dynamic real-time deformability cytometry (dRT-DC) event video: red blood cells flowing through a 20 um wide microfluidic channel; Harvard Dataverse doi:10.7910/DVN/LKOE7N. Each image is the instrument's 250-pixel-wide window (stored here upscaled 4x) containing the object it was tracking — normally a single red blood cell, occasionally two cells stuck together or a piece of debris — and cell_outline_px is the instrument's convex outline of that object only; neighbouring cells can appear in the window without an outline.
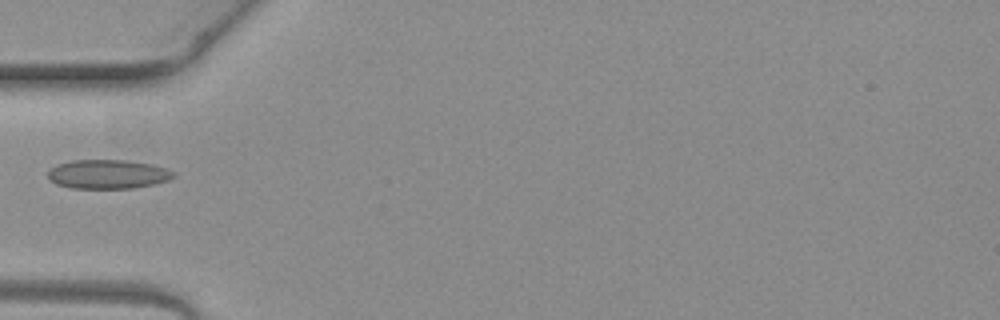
{"species": "common noctule bat (a hibernating species)", "species_latin": "Nyctalus noctula", "temperature_condition": "warm", "stored_images_in_passage": 3, "camera_frame_rate_fps": 3000, "um_per_image_px": 0.085, "animal": {"sex": "female", "body_mass_g": 19.3, "forearm_length_mm": 54.1}, "frame": {"image": 1, "passage_image": 2, "time_ms": 0.333, "image_size_px": [1000, 320], "cell_outline_px": [[176, 176], [168, 180], [152, 184], [132, 188], [72, 188], [56, 184], [48, 176], [48, 172], [56, 164], [72, 160], [124, 160], [152, 164], [176, 172]], "centroid_in_image_um": [9.17, 14.8], "position_along_channel_um": 75.8, "area_um2": 21.15}}
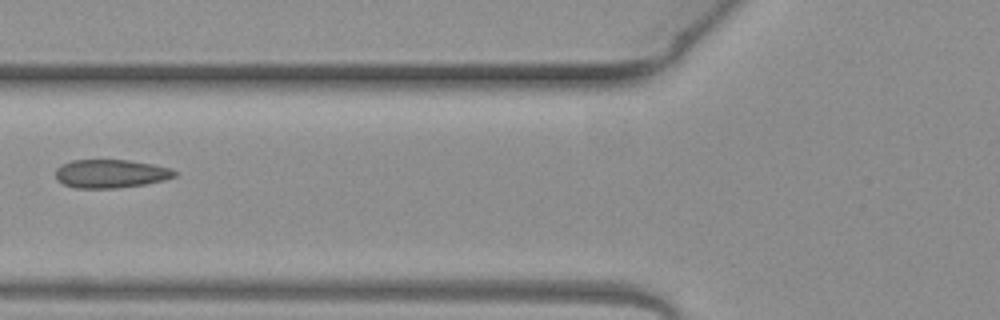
{"frame": {"image": 2, "passage_image": 3, "time_ms": 0.667, "image_size_px": [1000, 320], "cell_outline_px": [[180, 172], [176, 176], [164, 180], [144, 184], [116, 188], [76, 188], [64, 184], [56, 180], [56, 168], [60, 164], [72, 160], [128, 160], [152, 164], [172, 168]], "centroid_in_image_um": [9.42, 14.76], "position_along_channel_um": 116.4, "area_um2": 19.88}}